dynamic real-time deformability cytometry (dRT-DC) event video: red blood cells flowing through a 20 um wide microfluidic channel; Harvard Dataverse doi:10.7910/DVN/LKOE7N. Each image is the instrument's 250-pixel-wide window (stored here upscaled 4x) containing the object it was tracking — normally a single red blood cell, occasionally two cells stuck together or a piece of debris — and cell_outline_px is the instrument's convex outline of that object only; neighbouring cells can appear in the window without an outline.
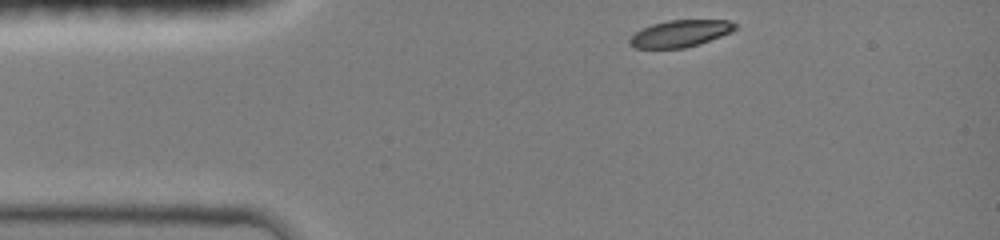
{"species": "common noctule bat (a hibernating species)", "species_latin": "Nyctalus noctula", "temperature_condition": "room temperature", "stored_images_in_passage": 35, "camera_frame_rate_fps": 3000, "um_per_image_px": 0.085, "animal": {"sex": "female", "body_mass_g": 19.0, "forearm_length_mm": 51.5}, "frame": {"image": 1, "passage_image": 1, "time_ms": 0.0, "image_size_px": [1000, 240], "cell_outline_px": [[736, 28], [732, 32], [700, 44], [684, 48], [636, 48], [628, 44], [628, 40], [636, 32], [652, 24], [668, 20], [728, 20], [736, 24]], "centroid_in_image_um": [57.83, 2.85], "position_along_channel_um": 27.2, "area_um2": 16.47}}
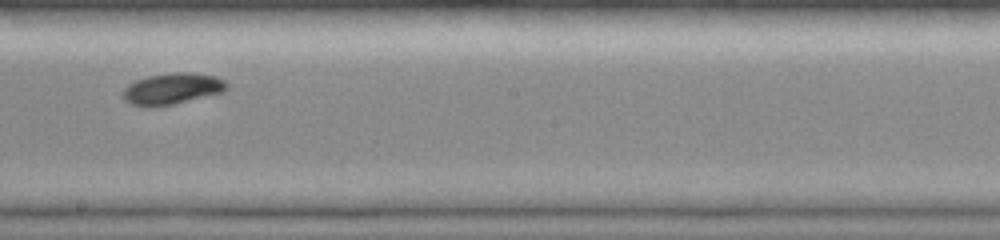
{"frame": {"image": 2, "passage_image": 20, "time_ms": 6.333, "image_size_px": [1000, 240], "cell_outline_px": [[228, 88], [224, 92], [156, 108], [144, 108], [132, 104], [124, 100], [124, 88], [128, 84], [136, 80], [148, 76], [172, 72], [192, 72], [216, 76], [224, 80], [228, 84]], "centroid_in_image_um": [14.64, 7.55], "position_along_channel_um": 233.6, "area_um2": 19.25}}
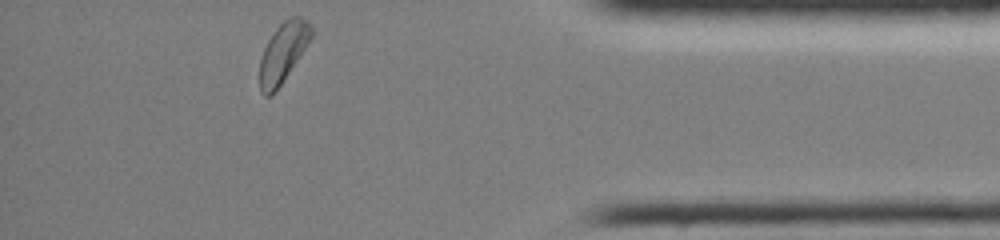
{"frame": {"image": 3, "passage_image": 35, "time_ms": 11.333, "image_size_px": [1000, 240], "cell_outline_px": [[312, 36], [272, 96], [264, 96], [260, 92], [260, 60], [264, 48], [268, 40], [276, 28], [284, 20], [292, 16], [300, 16], [308, 20], [312, 28]], "centroid_in_image_um": [24.04, 4.44], "position_along_channel_um": 411.2, "area_um2": 17.46}, "authors_computed_cell_mechanics": {"area_um2": 18.0914, "velocity_mm_per_s": 4.0212, "shape_relaxation_time_tau1_ms": 2.2866, "shape_relaxation_time_tau2_ms": null, "deformation_change_tau1": 0.1188, "deformation_change_tau2": null}}